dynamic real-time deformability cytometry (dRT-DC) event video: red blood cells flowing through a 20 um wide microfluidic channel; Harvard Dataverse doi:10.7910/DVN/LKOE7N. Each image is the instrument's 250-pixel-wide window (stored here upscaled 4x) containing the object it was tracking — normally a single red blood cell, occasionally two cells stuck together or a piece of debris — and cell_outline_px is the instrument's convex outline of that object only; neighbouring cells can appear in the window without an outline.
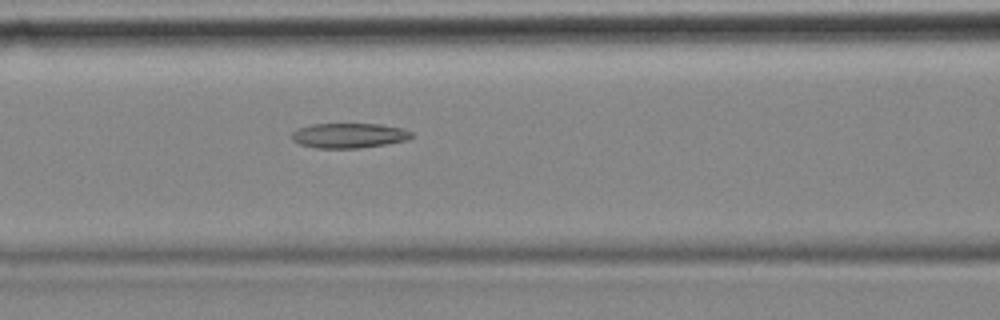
{"species": "common noctule bat (a hibernating species)", "species_latin": "Nyctalus noctula", "temperature_condition": "cold", "stored_images_in_passage": 7, "camera_frame_rate_fps": 3000, "um_per_image_px": 0.085, "animal": {"sex": "female", "body_mass_g": 18.4}, "frame": {"image": 1, "passage_image": 7, "time_ms": 2.0, "image_size_px": [1000, 320], "cell_outline_px": [[412, 136], [408, 140], [360, 148], [316, 148], [300, 144], [292, 140], [292, 132], [300, 128], [312, 124], [380, 124], [404, 128], [412, 132]], "centroid_in_image_um": [29.68, 11.52], "position_along_channel_um": 136.9, "area_um2": 17.34}}